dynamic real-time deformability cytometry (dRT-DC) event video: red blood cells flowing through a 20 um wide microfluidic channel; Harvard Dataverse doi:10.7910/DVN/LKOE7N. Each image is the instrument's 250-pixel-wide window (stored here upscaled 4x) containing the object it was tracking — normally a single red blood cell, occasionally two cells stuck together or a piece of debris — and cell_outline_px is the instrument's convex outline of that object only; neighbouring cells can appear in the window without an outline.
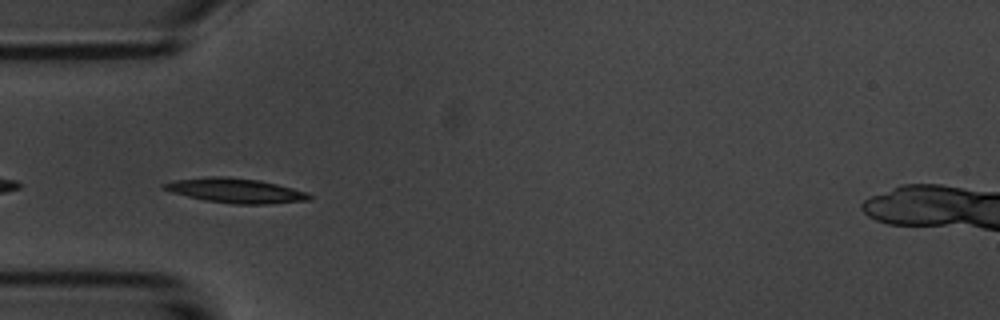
{"species": "common noctule bat (a hibernating species)", "species_latin": "Nyctalus noctula", "temperature_condition": "room temperature", "stored_images_in_passage": 7, "camera_frame_rate_fps": 3000, "um_per_image_px": 0.085, "animal": {"sex": "male", "body_mass_g": 20.1, "forearm_length_mm": 53.5}, "frame": {"image": 1, "passage_image": 5, "time_ms": 4.667, "image_size_px": [1000, 320], "cell_outline_px": [[312, 196], [308, 200], [268, 204], [232, 204], [204, 200], [172, 192], [160, 188], [160, 184], [172, 180], [208, 176], [228, 176], [260, 180], [308, 192]], "centroid_in_image_um": [19.97, 16.19], "position_along_channel_um": 65.0, "area_um2": 21.04}}
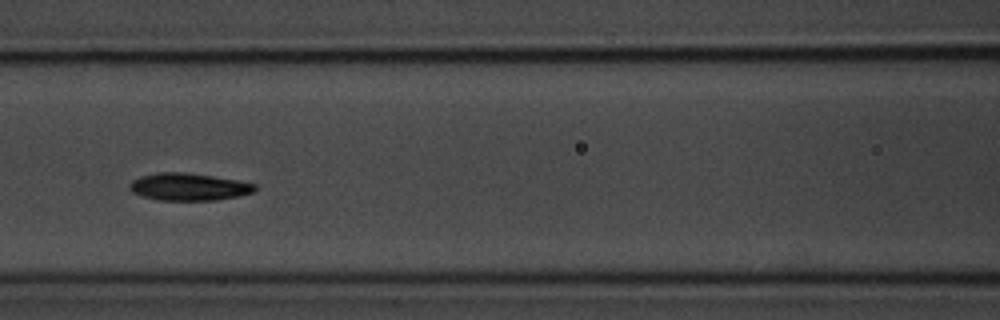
{"frame": {"image": 2, "passage_image": 7, "time_ms": 7.0, "image_size_px": [1000, 320], "cell_outline_px": [[256, 192], [240, 196], [216, 200], [160, 200], [140, 196], [132, 192], [128, 188], [128, 184], [132, 180], [140, 176], [156, 172], [184, 172], [212, 176], [236, 180], [256, 184]], "centroid_in_image_um": [16.02, 15.88], "position_along_channel_um": 150.6, "area_um2": 20.17}}